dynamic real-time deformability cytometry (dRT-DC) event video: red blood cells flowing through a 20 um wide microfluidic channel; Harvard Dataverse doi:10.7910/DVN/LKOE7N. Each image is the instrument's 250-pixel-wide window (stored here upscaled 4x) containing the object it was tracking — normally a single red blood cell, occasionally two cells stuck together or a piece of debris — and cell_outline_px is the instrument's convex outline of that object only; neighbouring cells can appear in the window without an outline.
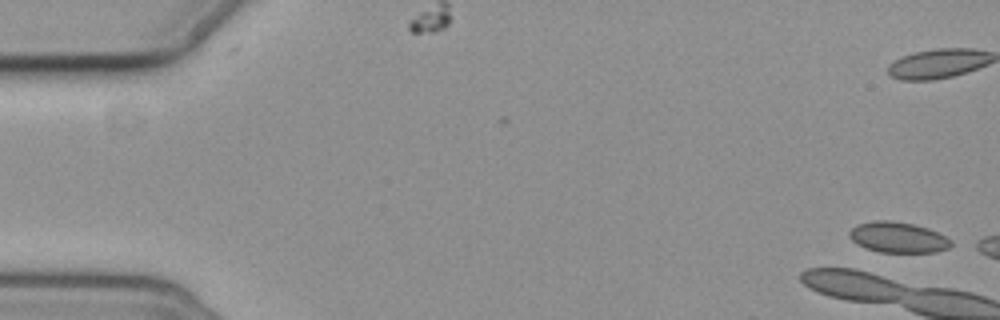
{"species": "common noctule bat (a hibernating species)", "species_latin": "Nyctalus noctula", "temperature_condition": "cold", "stored_images_in_passage": 3, "camera_frame_rate_fps": 3000, "um_per_image_px": 0.085, "animal": {"sex": "female", "body_mass_g": 19.3, "forearm_length_mm": 54.1}, "frame": {"image": 1, "passage_image": 1, "time_ms": 0.0, "image_size_px": [1000, 320], "cell_outline_px": [[952, 244], [948, 248], [936, 252], [880, 252], [868, 248], [852, 240], [848, 236], [848, 232], [856, 224], [876, 220], [888, 220], [912, 224], [928, 228], [952, 240]], "centroid_in_image_um": [76.33, 20.17], "position_along_channel_um": 8.7, "area_um2": 17.98}}